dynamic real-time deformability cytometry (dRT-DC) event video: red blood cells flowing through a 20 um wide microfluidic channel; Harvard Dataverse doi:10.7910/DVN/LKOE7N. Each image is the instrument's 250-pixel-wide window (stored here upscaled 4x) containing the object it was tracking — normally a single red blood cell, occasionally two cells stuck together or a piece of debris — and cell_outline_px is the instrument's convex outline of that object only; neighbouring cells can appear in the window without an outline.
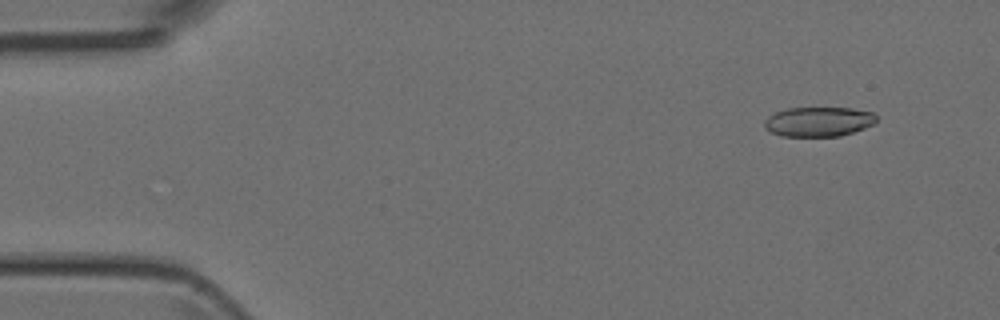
{"species": "Egyptian fruit bat (a non-hibernating species)", "species_latin": "Rousettus aegyptiacus", "temperature_condition": "room temperature", "stored_images_in_passage": 4, "camera_frame_rate_fps": 3000, "um_per_image_px": 0.085, "animal": {"sex": "female"}, "frame": {"image": 1, "passage_image": 2, "time_ms": 1.0, "image_size_px": [1000, 320], "cell_outline_px": [[876, 120], [872, 124], [864, 128], [840, 136], [780, 136], [764, 128], [764, 120], [768, 116], [776, 112], [788, 108], [852, 108], [872, 112], [876, 116]], "centroid_in_image_um": [69.55, 10.34], "position_along_channel_um": 15.5, "area_um2": 19.25}}
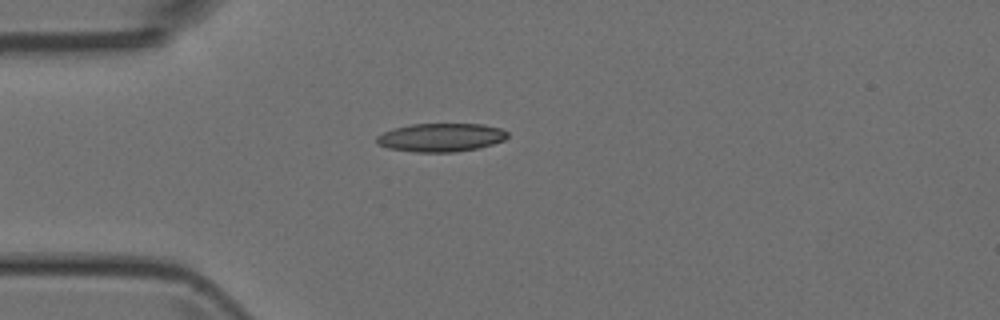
{"frame": {"image": 2, "passage_image": 4, "time_ms": 4.0, "image_size_px": [1000, 320], "cell_outline_px": [[508, 136], [504, 140], [480, 148], [456, 152], [416, 152], [388, 148], [376, 144], [376, 136], [392, 128], [412, 124], [480, 124], [500, 128], [508, 132]], "centroid_in_image_um": [37.46, 11.69], "position_along_channel_um": 47.5, "area_um2": 21.79}}